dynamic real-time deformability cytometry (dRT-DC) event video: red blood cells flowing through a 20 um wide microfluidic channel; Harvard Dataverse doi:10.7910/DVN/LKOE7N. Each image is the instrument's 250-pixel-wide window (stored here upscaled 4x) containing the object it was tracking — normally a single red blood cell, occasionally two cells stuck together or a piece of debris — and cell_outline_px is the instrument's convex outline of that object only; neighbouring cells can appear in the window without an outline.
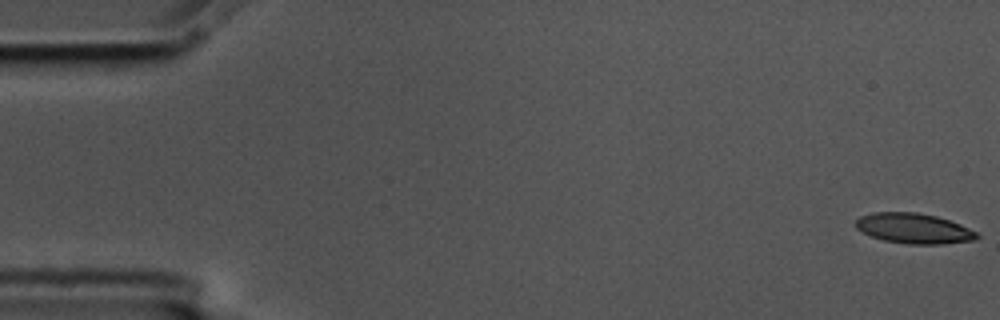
{"species": "common noctule bat (a hibernating species)", "species_latin": "Nyctalus noctula", "temperature_condition": "cold", "stored_images_in_passage": 57, "camera_frame_rate_fps": 3000, "um_per_image_px": 0.085, "animal": {"sex": "male", "body_mass_g": 17.5, "forearm_length_mm": 52.3}, "frame": {"image": 1, "passage_image": 1, "time_ms": 0.0, "image_size_px": [1000, 320], "cell_outline_px": [[980, 236], [972, 240], [944, 244], [908, 244], [884, 240], [872, 236], [856, 228], [856, 220], [860, 216], [872, 212], [916, 212], [936, 216], [960, 224], [976, 232]], "centroid_in_image_um": [77.66, 19.41], "position_along_channel_um": 7.3, "area_um2": 21.15}}
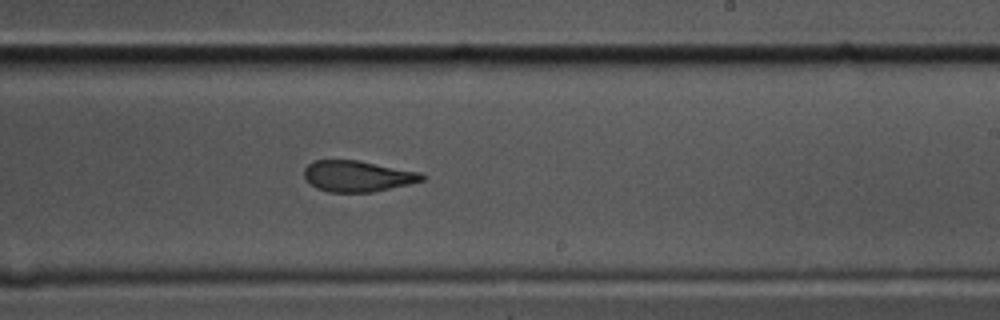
{"frame": {"image": 2, "passage_image": 34, "time_ms": 11.0, "image_size_px": [1000, 320], "cell_outline_px": [[428, 176], [424, 180], [408, 184], [372, 192], [328, 192], [316, 188], [304, 176], [304, 168], [312, 160], [360, 160], [420, 172]], "centroid_in_image_um": [30.4, 14.96], "position_along_channel_um": 258.6, "area_um2": 21.39}}
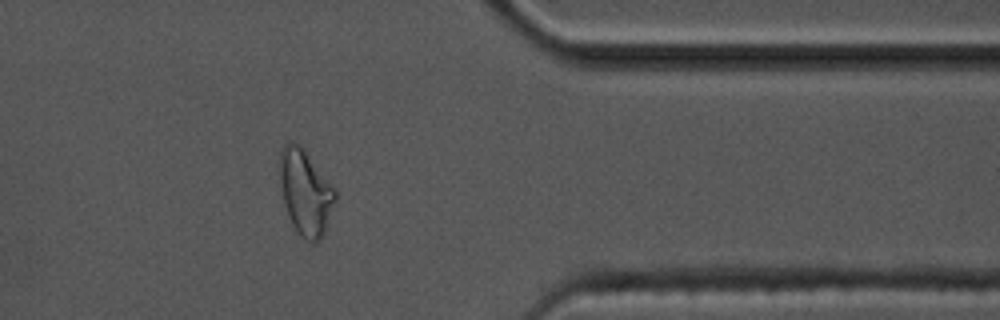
{"frame": {"image": 3, "passage_image": 46, "time_ms": 15.0, "image_size_px": [1000, 320], "cell_outline_px": [[336, 200], [324, 232], [320, 240], [316, 244], [312, 244], [300, 236], [296, 232], [288, 216], [284, 204], [280, 180], [280, 152], [284, 144], [288, 140], [292, 140], [300, 144], [336, 188]], "centroid_in_image_um": [25.97, 16.35], "position_along_channel_um": 385.4, "area_um2": 27.92}, "authors_computed_cell_mechanics": {"area_um2": 22.542, "velocity_mm_per_s": 3.5522, "shape_relaxation_time_tau1_ms": 5.8208, "shape_relaxation_time_tau2_ms": 2.6041, "deformation_change_tau1": 0.1585, "deformation_change_tau2": 0.0903}}